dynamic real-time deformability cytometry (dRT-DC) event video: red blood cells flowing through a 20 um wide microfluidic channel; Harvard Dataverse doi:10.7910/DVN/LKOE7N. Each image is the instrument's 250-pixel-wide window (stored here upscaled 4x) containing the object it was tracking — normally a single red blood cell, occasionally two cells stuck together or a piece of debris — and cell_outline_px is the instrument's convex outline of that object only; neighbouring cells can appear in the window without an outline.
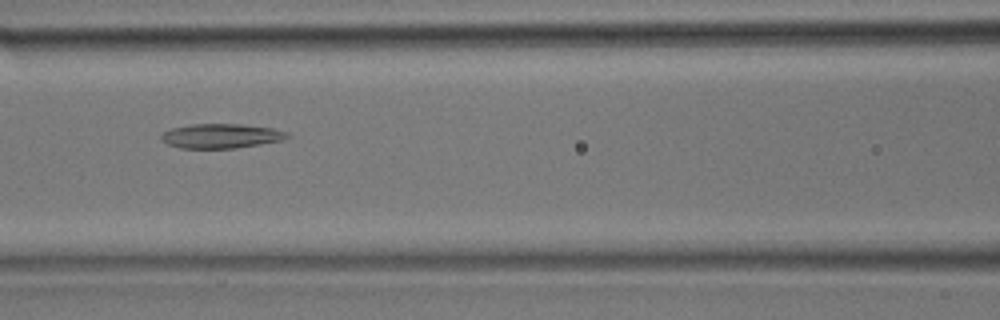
{"species": "common noctule bat (a hibernating species)", "species_latin": "Nyctalus noctula", "temperature_condition": "room temperature", "stored_images_in_passage": 30, "camera_frame_rate_fps": 3000, "um_per_image_px": 0.085, "animal": {"sex": "male", "body_mass_g": 17.9}, "frame": {"image": 1, "passage_image": 9, "time_ms": 2.667, "image_size_px": [1000, 320], "cell_outline_px": [[292, 136], [284, 140], [236, 148], [180, 148], [168, 144], [160, 140], [160, 136], [164, 132], [172, 128], [192, 124], [240, 124], [272, 128], [288, 132]], "centroid_in_image_um": [18.82, 11.56], "position_along_channel_um": 147.8, "area_um2": 18.03}}
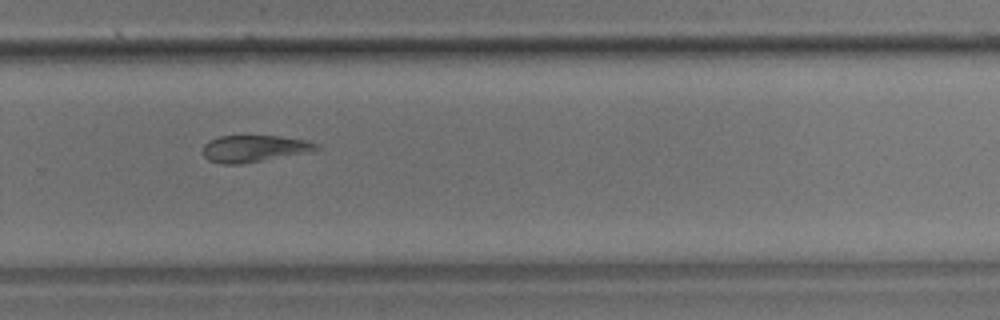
{"frame": {"image": 2, "passage_image": 18, "time_ms": 5.667, "image_size_px": [1000, 320], "cell_outline_px": [[320, 148], [312, 152], [240, 164], [220, 164], [208, 160], [204, 156], [204, 144], [208, 140], [220, 136], [280, 136], [308, 140], [316, 144]], "centroid_in_image_um": [21.62, 12.63], "position_along_channel_um": 308.2, "area_um2": 17.8}}
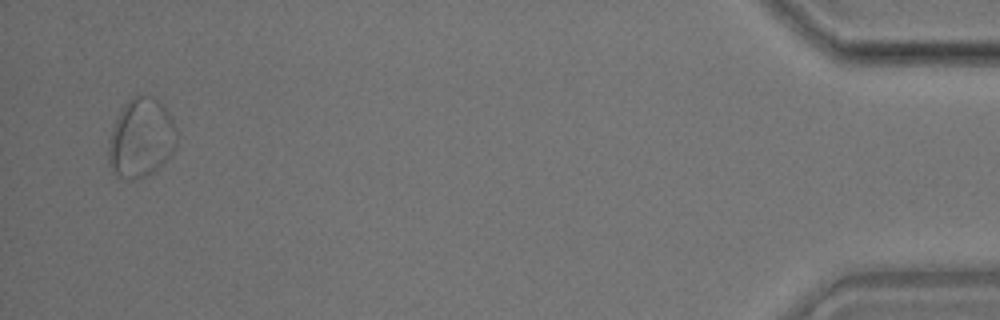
{"frame": {"image": 3, "passage_image": 29, "time_ms": 9.333, "image_size_px": [1000, 320], "cell_outline_px": [[176, 144], [172, 156], [152, 172], [136, 180], [128, 180], [112, 172], [108, 160], [108, 140], [112, 128], [124, 104], [128, 100], [136, 96], [152, 96], [168, 112], [172, 120], [176, 132]], "centroid_in_image_um": [11.97, 11.77], "position_along_channel_um": 423.2, "area_um2": 31.27}}